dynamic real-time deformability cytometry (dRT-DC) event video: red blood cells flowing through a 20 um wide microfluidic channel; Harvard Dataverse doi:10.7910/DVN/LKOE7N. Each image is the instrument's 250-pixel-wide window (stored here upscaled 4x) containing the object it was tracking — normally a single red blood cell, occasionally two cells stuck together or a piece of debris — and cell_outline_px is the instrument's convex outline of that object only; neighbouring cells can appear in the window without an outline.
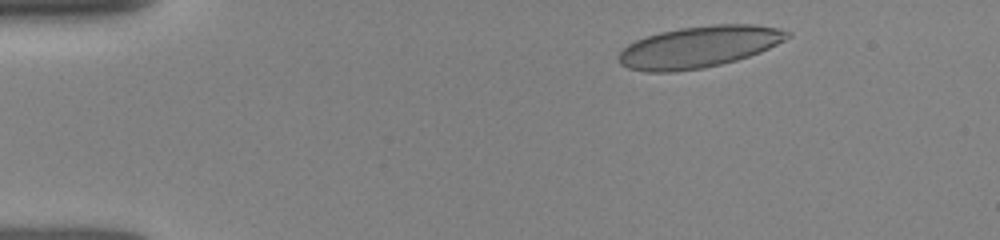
{"species": "human", "species_latin": "Homo sapiens", "temperature_condition": "room temperature", "stored_images_in_passage": 5, "camera_frame_rate_fps": 3000, "um_per_image_px": 0.085, "donor": {"sex": "female"}, "frame": {"image": 1, "passage_image": 2, "time_ms": 0.667, "image_size_px": [1000, 240], "cell_outline_px": [[792, 36], [760, 52], [736, 60], [704, 68], [676, 72], [644, 72], [628, 68], [620, 64], [620, 52], [628, 44], [636, 40], [660, 32], [680, 28], [712, 24], [756, 24], [776, 28], [792, 32]], "centroid_in_image_um": [59.42, 3.98], "position_along_channel_um": 25.6, "area_um2": 40.75}}